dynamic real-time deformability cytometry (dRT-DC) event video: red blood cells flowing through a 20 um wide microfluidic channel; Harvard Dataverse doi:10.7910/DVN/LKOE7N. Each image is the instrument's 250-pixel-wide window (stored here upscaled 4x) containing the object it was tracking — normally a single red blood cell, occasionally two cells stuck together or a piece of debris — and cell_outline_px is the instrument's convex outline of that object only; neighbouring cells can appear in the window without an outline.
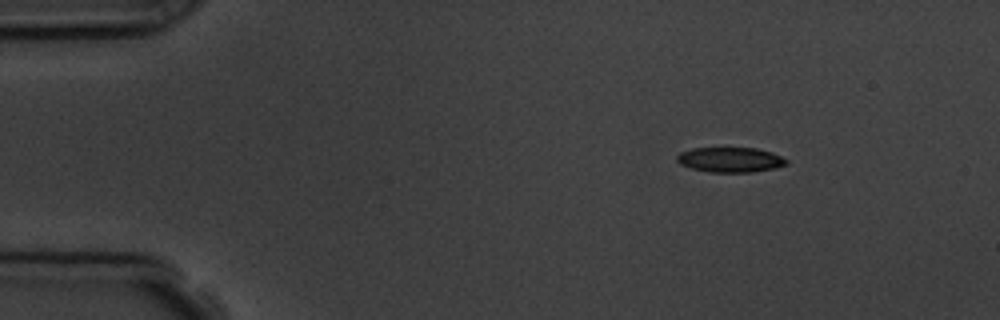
{"species": "common noctule bat (a hibernating species)", "species_latin": "Nyctalus noctula", "temperature_condition": "room temperature", "stored_images_in_passage": 4, "camera_frame_rate_fps": 3000, "um_per_image_px": 0.085, "animal": {"sex": "male", "body_mass_g": 19.5, "forearm_length_mm": 54.6}, "frame": {"image": 1, "passage_image": 1, "time_ms": 0.0, "image_size_px": [1000, 320], "cell_outline_px": [[788, 164], [776, 168], [752, 172], [708, 172], [692, 168], [680, 164], [676, 160], [676, 156], [680, 152], [692, 148], [756, 148], [772, 152], [788, 160]], "centroid_in_image_um": [62.08, 13.58], "position_along_channel_um": 22.9, "area_um2": 16.01}}
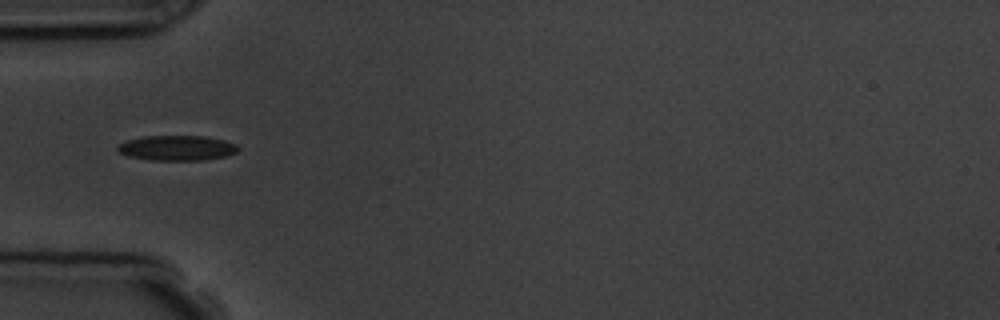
{"frame": {"image": 2, "passage_image": 4, "time_ms": 3.333, "image_size_px": [1000, 320], "cell_outline_px": [[240, 148], [236, 152], [224, 156], [204, 160], [148, 160], [128, 156], [120, 152], [116, 148], [120, 144], [128, 140], [144, 136], [204, 136], [224, 140], [236, 144]], "centroid_in_image_um": [15.05, 12.58], "position_along_channel_um": 70.0, "area_um2": 17.51}}